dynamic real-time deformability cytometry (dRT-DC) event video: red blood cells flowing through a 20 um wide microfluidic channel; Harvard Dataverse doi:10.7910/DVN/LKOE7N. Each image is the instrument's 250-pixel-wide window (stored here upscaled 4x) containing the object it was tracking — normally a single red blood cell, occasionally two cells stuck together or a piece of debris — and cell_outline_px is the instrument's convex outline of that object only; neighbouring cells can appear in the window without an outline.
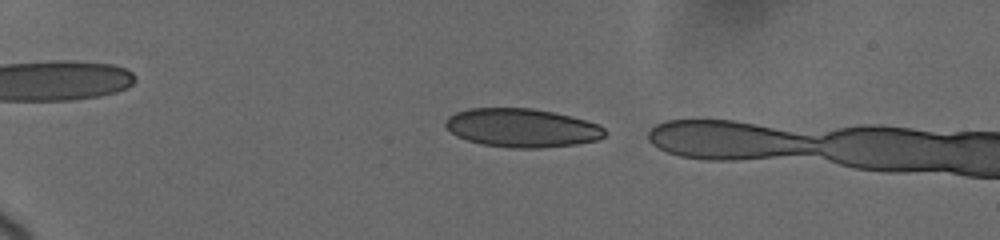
{"species": "human", "species_latin": "Homo sapiens", "temperature_condition": "cold", "stored_images_in_passage": 6, "camera_frame_rate_fps": 3000, "um_per_image_px": 0.085, "donor": {"sex": "female"}, "frame": {"image": 1, "passage_image": 3, "time_ms": 0.667, "image_size_px": [1000, 240], "cell_outline_px": [[604, 136], [596, 140], [576, 144], [540, 148], [512, 148], [480, 144], [456, 136], [444, 124], [444, 120], [448, 116], [456, 112], [468, 108], [532, 108], [572, 116], [596, 124], [604, 128]], "centroid_in_image_um": [44.31, 10.86], "position_along_channel_um": 40.7, "area_um2": 35.78}}